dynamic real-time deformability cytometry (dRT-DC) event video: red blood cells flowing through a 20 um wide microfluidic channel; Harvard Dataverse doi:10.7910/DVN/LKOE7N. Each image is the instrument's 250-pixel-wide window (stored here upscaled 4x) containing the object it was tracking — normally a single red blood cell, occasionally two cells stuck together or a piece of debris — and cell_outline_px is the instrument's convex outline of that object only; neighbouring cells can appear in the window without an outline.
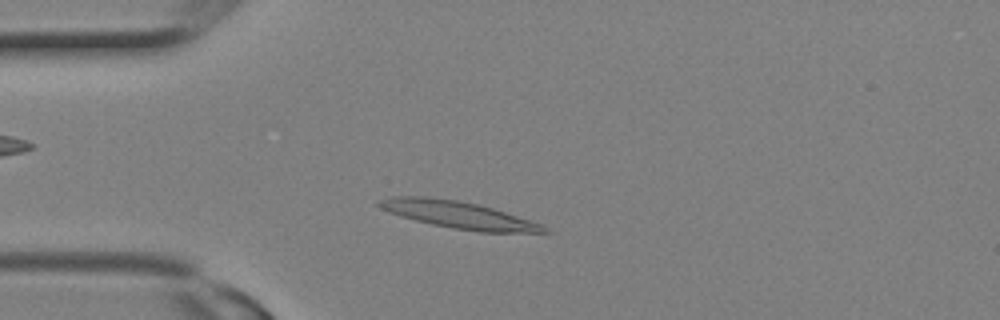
{"species": "Egyptian fruit bat (a non-hibernating species)", "species_latin": "Rousettus aegyptiacus", "temperature_condition": "room temperature", "stored_images_in_passage": 3, "camera_frame_rate_fps": 3000, "um_per_image_px": 0.085, "animal": {"sex": "female"}, "frame": {"image": 1, "passage_image": 3, "time_ms": 0.667, "image_size_px": [1000, 320], "cell_outline_px": [[552, 232], [480, 232], [432, 224], [400, 216], [388, 212], [380, 208], [376, 204], [380, 200], [392, 196], [428, 196], [456, 200], [476, 204], [492, 208], [540, 224], [548, 228]], "centroid_in_image_um": [38.91, 18.25], "position_along_channel_um": 46.1, "area_um2": 25.61}}